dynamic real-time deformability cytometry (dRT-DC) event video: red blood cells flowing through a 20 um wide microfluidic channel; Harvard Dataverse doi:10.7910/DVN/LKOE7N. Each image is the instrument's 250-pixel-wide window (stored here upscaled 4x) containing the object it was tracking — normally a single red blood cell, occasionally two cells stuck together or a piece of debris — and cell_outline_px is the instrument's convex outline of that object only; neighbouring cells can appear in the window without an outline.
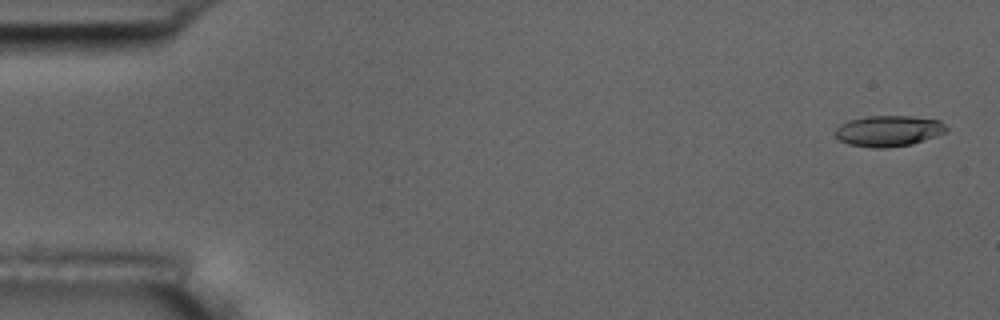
{"species": "common noctule bat (a hibernating species)", "species_latin": "Nyctalus noctula", "temperature_condition": "room temperature", "stored_images_in_passage": 8, "camera_frame_rate_fps": 3000, "um_per_image_px": 0.085, "animal": {"sex": "male", "body_mass_g": 17.5, "forearm_length_mm": 52.3}, "frame": {"image": 1, "passage_image": 2, "time_ms": 0.333, "image_size_px": [1000, 320], "cell_outline_px": [[948, 132], [912, 144], [888, 148], [872, 148], [848, 144], [840, 140], [836, 136], [836, 128], [840, 124], [848, 120], [868, 116], [912, 116], [940, 120], [948, 128]], "centroid_in_image_um": [75.55, 11.13], "position_along_channel_um": 9.5, "area_um2": 20.17}}